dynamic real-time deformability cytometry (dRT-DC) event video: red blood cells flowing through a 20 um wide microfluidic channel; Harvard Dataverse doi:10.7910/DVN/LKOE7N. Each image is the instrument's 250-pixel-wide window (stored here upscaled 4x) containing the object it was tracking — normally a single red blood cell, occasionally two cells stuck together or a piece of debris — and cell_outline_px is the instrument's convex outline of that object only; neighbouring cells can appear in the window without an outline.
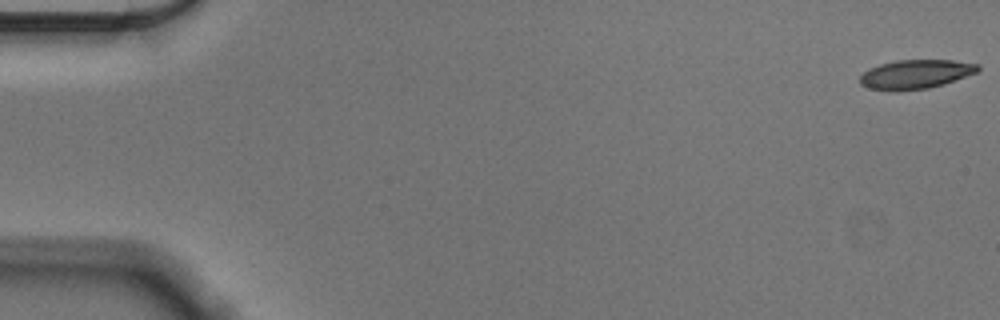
{"species": "Egyptian fruit bat (a non-hibernating species)", "species_latin": "Rousettus aegyptiacus", "temperature_condition": "cold", "stored_images_in_passage": 56, "camera_frame_rate_fps": 3000, "um_per_image_px": 0.085, "animal": {"sex": "male"}, "frame": {"image": 1, "passage_image": 1, "time_ms": 0.0, "image_size_px": [1000, 320], "cell_outline_px": [[980, 68], [976, 72], [944, 84], [928, 88], [896, 92], [892, 92], [868, 88], [860, 84], [860, 76], [868, 68], [880, 64], [896, 60], [952, 60], [980, 64]], "centroid_in_image_um": [77.78, 6.32], "position_along_channel_um": 7.2, "area_um2": 20.17}}
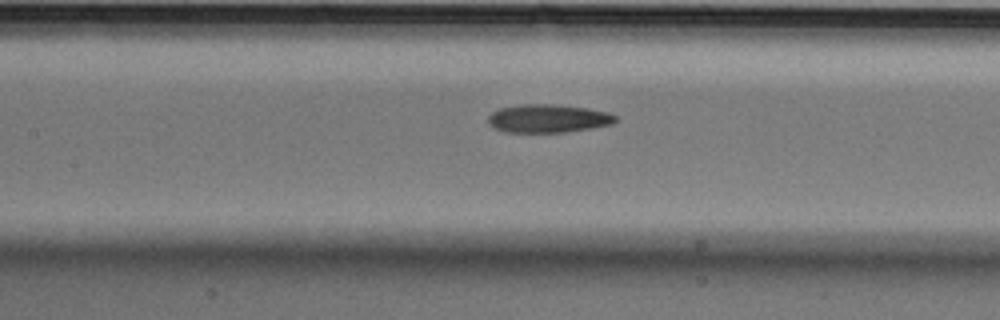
{"frame": {"image": 2, "passage_image": 26, "time_ms": 8.333, "image_size_px": [1000, 320], "cell_outline_px": [[616, 120], [612, 124], [592, 128], [568, 132], [504, 132], [492, 128], [488, 124], [488, 116], [492, 112], [500, 108], [520, 104], [560, 104], [588, 108], [608, 112], [616, 116]], "centroid_in_image_um": [46.57, 10.07], "position_along_channel_um": 160.8, "area_um2": 21.27}}
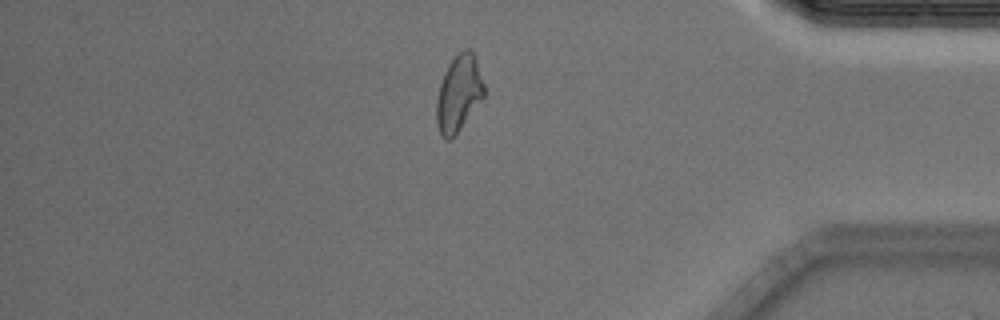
{"frame": {"image": 3, "passage_image": 48, "time_ms": 15.667, "image_size_px": [1000, 320], "cell_outline_px": [[484, 96], [456, 136], [452, 140], [444, 140], [440, 136], [436, 124], [436, 100], [440, 84], [444, 72], [448, 64], [464, 48], [472, 48], [484, 84]], "centroid_in_image_um": [38.97, 7.99], "position_along_channel_um": 396.2, "area_um2": 21.44}, "authors_computed_cell_mechanics": {"area_um2": 20.8947, "velocity_mm_per_s": 3.5906, "shape_relaxation_time_tau1_ms": 8.0942, "shape_relaxation_time_tau2_ms": 6.3673, "deformation_change_tau1": 0.1884, "deformation_change_tau2": 0.1555}}